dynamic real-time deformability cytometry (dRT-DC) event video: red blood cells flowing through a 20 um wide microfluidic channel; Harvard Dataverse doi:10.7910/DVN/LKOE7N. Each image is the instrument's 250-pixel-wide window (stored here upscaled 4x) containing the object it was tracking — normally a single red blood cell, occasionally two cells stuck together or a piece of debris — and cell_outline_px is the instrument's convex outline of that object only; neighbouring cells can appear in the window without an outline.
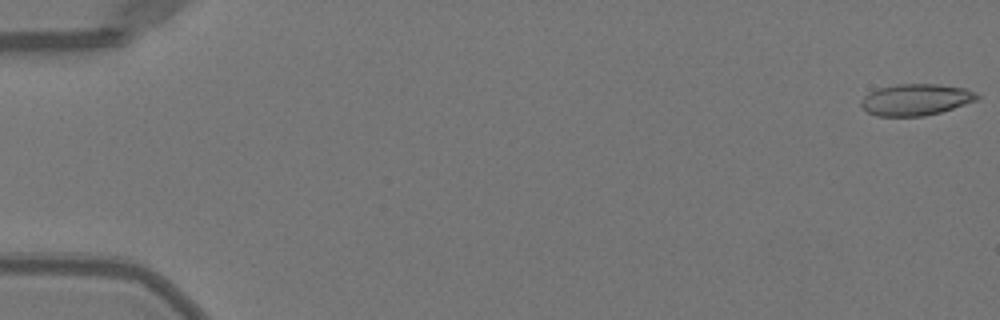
{"species": "Egyptian fruit bat (a non-hibernating species)", "species_latin": "Rousettus aegyptiacus", "temperature_condition": "warm", "stored_images_in_passage": 51, "camera_frame_rate_fps": 3000, "um_per_image_px": 0.085, "animal": {"sex": "female"}, "frame": {"image": 1, "passage_image": 1, "time_ms": 0.0, "image_size_px": [1000, 320], "cell_outline_px": [[980, 96], [976, 100], [940, 112], [924, 116], [876, 116], [868, 112], [860, 104], [864, 96], [880, 88], [896, 84], [940, 84], [964, 88], [976, 92]], "centroid_in_image_um": [77.86, 8.47], "position_along_channel_um": 7.1, "area_um2": 21.04}}
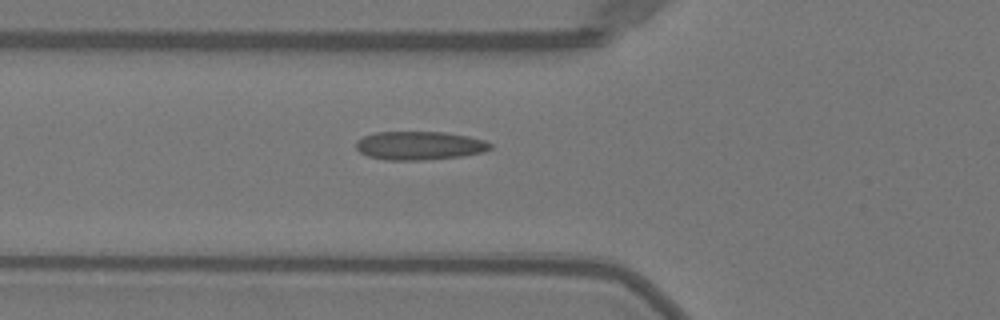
{"frame": {"image": 2, "passage_image": 19, "time_ms": 6.0, "image_size_px": [1000, 320], "cell_outline_px": [[492, 148], [484, 152], [460, 156], [424, 160], [388, 160], [368, 156], [360, 152], [356, 148], [356, 140], [364, 136], [376, 132], [444, 132], [468, 136], [484, 140], [492, 144]], "centroid_in_image_um": [35.66, 12.37], "position_along_channel_um": 90.1, "area_um2": 22.31}}
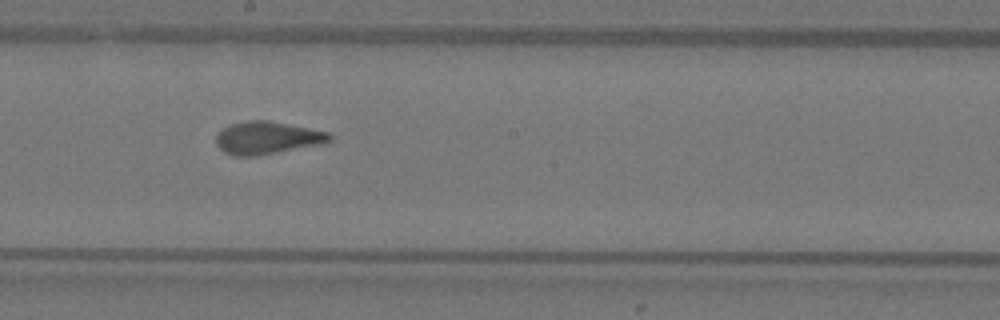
{"frame": {"image": 3, "passage_image": 29, "time_ms": 9.333, "image_size_px": [1000, 320], "cell_outline_px": [[332, 140], [324, 144], [256, 156], [232, 156], [224, 152], [216, 144], [216, 136], [224, 128], [232, 124], [244, 120], [268, 120], [328, 132], [332, 136]], "centroid_in_image_um": [22.72, 11.72], "position_along_channel_um": 225.5, "area_um2": 21.62}, "authors_computed_cell_mechanics": {"area_um2": 21.2704, "velocity_mm_per_s": 4.0352, "shape_relaxation_time_tau1_ms": 6.6452, "shape_relaxation_time_tau2_ms": 0.9895, "deformation_change_tau1": 0.2139, "deformation_change_tau2": 0.0701}}